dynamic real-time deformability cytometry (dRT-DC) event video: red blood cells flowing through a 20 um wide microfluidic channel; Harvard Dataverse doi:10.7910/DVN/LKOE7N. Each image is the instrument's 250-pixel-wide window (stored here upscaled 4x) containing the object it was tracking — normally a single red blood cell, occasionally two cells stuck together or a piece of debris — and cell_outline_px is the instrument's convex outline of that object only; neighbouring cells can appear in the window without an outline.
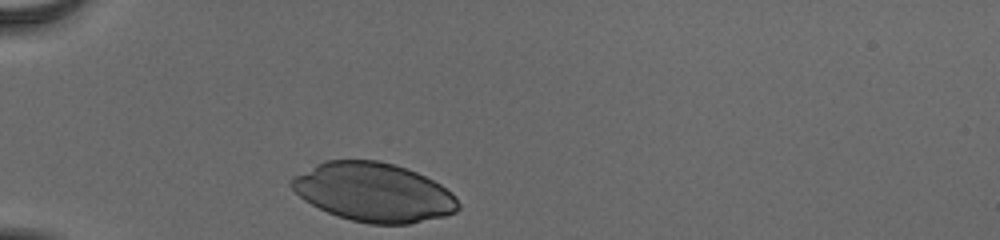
{"species": "human", "species_latin": "Homo sapiens", "temperature_condition": "cold", "stored_images_in_passage": 30, "camera_frame_rate_fps": 3000, "um_per_image_px": 0.085, "donor": {"sex": "male"}, "frame": {"image": 1, "passage_image": 1, "time_ms": 0.0, "image_size_px": [1000, 240], "cell_outline_px": [[460, 208], [456, 212], [444, 216], [408, 224], [368, 224], [352, 220], [328, 212], [304, 200], [288, 184], [292, 176], [324, 160], [376, 160], [392, 164], [416, 172], [440, 184], [452, 192], [460, 204]], "centroid_in_image_um": [31.75, 16.34], "position_along_channel_um": 53.2, "area_um2": 56.99}}
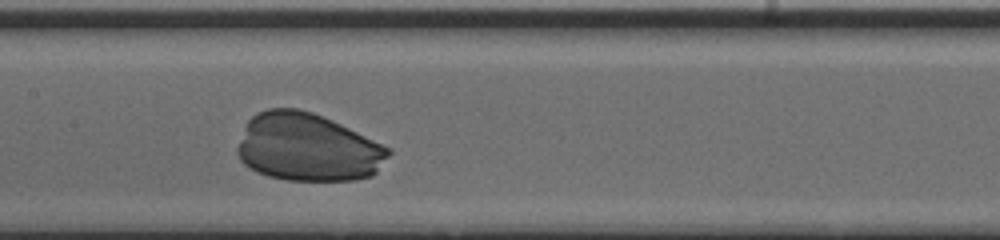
{"frame": {"image": 2, "passage_image": 13, "time_ms": 4.0, "image_size_px": [1000, 240], "cell_outline_px": [[392, 152], [376, 172], [372, 176], [356, 180], [288, 180], [268, 176], [256, 172], [244, 164], [240, 160], [236, 152], [236, 148], [244, 128], [248, 120], [256, 112], [268, 108], [296, 108], [312, 112], [332, 120], [392, 148]], "centroid_in_image_um": [26.14, 12.53], "position_along_channel_um": 181.3, "area_um2": 60.11}}
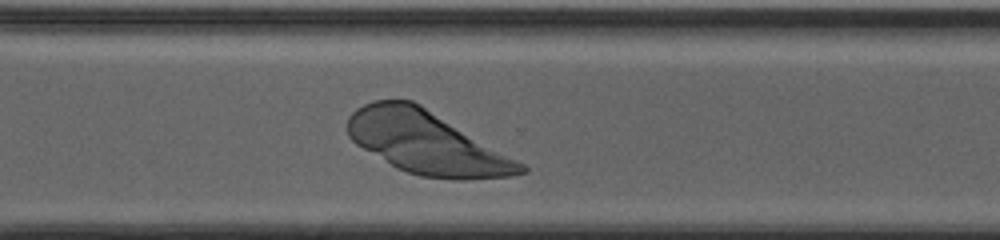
{"frame": {"image": 3, "passage_image": 25, "time_ms": 8.0, "image_size_px": [1000, 240], "cell_outline_px": [[528, 172], [512, 176], [464, 180], [456, 180], [420, 176], [396, 168], [356, 144], [348, 136], [348, 116], [356, 108], [364, 104], [376, 100], [412, 100], [420, 104], [524, 164], [528, 168]], "centroid_in_image_um": [36.25, 12.14], "position_along_channel_um": 334.4, "area_um2": 62.71}}